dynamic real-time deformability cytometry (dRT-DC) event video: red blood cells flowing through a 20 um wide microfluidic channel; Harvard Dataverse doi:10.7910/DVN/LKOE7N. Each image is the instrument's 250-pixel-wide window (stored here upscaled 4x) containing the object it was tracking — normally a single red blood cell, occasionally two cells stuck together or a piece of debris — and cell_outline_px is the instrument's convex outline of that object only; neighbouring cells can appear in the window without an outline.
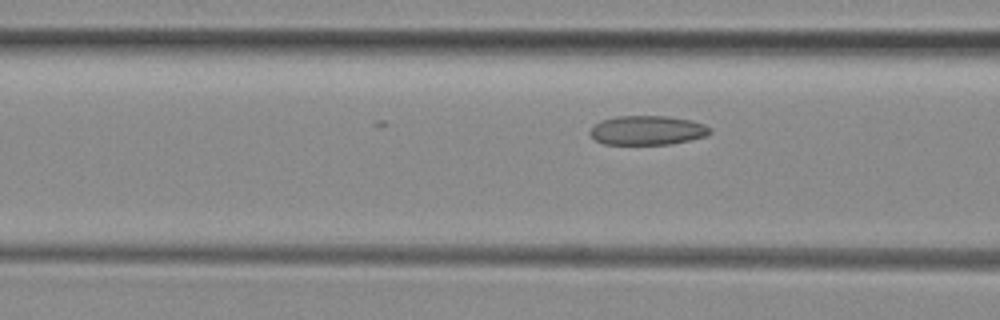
{"species": "common noctule bat (a hibernating species)", "species_latin": "Nyctalus noctula", "temperature_condition": "room temperature", "stored_images_in_passage": 10, "camera_frame_rate_fps": 3000, "um_per_image_px": 0.085, "animal": {"sex": "female", "body_mass_g": 29.2, "forearm_length_mm": 56.3}, "frame": {"image": 1, "passage_image": 10, "time_ms": 3.0, "image_size_px": [1000, 320], "cell_outline_px": [[712, 132], [708, 136], [672, 144], [604, 144], [596, 140], [588, 132], [600, 120], [616, 116], [668, 116], [692, 120], [704, 124], [712, 128]], "centroid_in_image_um": [55.07, 11.07], "position_along_channel_um": 111.5, "area_um2": 20.63}}